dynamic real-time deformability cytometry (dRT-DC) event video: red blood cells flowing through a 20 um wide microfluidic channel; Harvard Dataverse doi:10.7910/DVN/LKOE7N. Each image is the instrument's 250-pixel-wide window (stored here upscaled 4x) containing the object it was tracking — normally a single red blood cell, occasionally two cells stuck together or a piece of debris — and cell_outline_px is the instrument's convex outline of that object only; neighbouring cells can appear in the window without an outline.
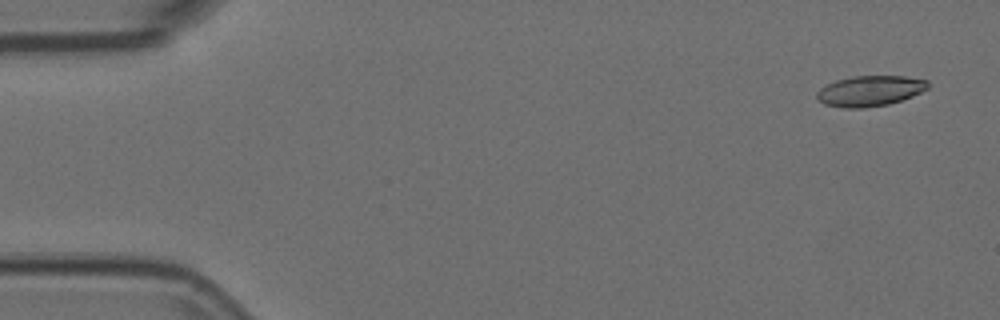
{"species": "Egyptian fruit bat (a non-hibernating species)", "species_latin": "Rousettus aegyptiacus", "temperature_condition": "room temperature", "stored_images_in_passage": 4, "camera_frame_rate_fps": 3000, "um_per_image_px": 0.085, "animal": {"sex": "female"}, "frame": {"image": 1, "passage_image": 1, "time_ms": 0.0, "image_size_px": [1000, 320], "cell_outline_px": [[928, 88], [912, 96], [888, 104], [864, 108], [844, 108], [824, 104], [816, 96], [816, 92], [820, 88], [836, 80], [852, 76], [904, 76], [928, 80]], "centroid_in_image_um": [73.93, 7.72], "position_along_channel_um": 11.1, "area_um2": 19.65}}
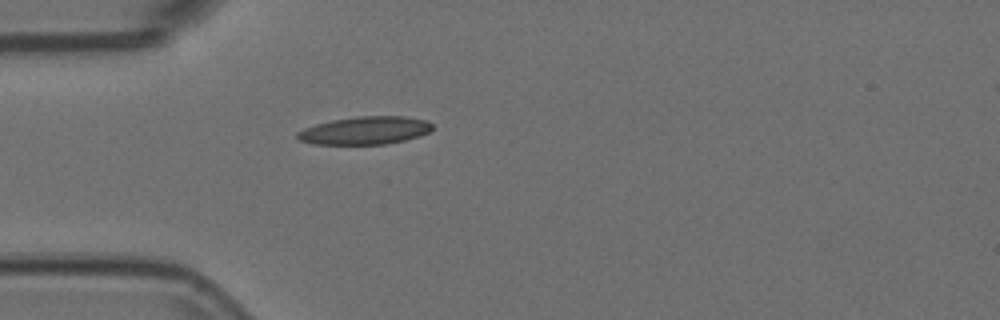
{"frame": {"image": 2, "passage_image": 4, "time_ms": 1.0, "image_size_px": [1000, 320], "cell_outline_px": [[432, 128], [428, 132], [420, 136], [404, 140], [384, 144], [312, 144], [300, 140], [296, 136], [296, 132], [304, 128], [316, 124], [332, 120], [356, 116], [404, 116], [428, 120], [432, 124]], "centroid_in_image_um": [31.02, 11.08], "position_along_channel_um": 54.0, "area_um2": 21.96}}